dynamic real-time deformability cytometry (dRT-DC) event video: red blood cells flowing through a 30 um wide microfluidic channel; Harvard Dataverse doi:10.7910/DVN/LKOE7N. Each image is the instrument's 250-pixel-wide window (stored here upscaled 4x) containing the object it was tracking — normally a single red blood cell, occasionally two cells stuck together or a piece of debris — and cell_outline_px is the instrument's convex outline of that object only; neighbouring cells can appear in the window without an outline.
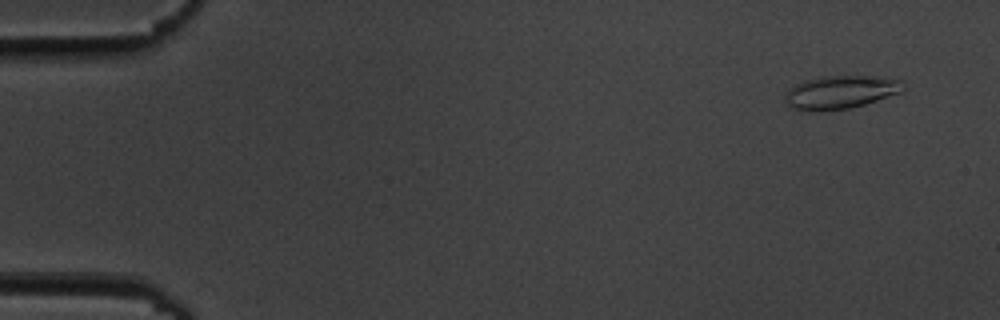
{"species": "common noctule bat (a hibernating species)", "species_latin": "Nyctalus noctula", "temperature_condition": "cold", "stored_images_in_passage": 13, "camera_frame_rate_fps": 3000, "um_per_image_px": 0.085, "animal": {"sex": "male", "body_mass_g": 19.5, "forearm_length_mm": 54.6}, "frame": {"image": 1, "passage_image": 4, "time_ms": 1.0, "image_size_px": [1000, 320], "cell_outline_px": [[904, 88], [900, 92], [864, 104], [848, 108], [812, 112], [804, 112], [792, 108], [784, 100], [784, 92], [788, 88], [804, 80], [820, 76], [876, 76], [900, 80], [904, 84]], "centroid_in_image_um": [71.35, 7.84], "position_along_channel_um": 13.6, "area_um2": 23.0}}